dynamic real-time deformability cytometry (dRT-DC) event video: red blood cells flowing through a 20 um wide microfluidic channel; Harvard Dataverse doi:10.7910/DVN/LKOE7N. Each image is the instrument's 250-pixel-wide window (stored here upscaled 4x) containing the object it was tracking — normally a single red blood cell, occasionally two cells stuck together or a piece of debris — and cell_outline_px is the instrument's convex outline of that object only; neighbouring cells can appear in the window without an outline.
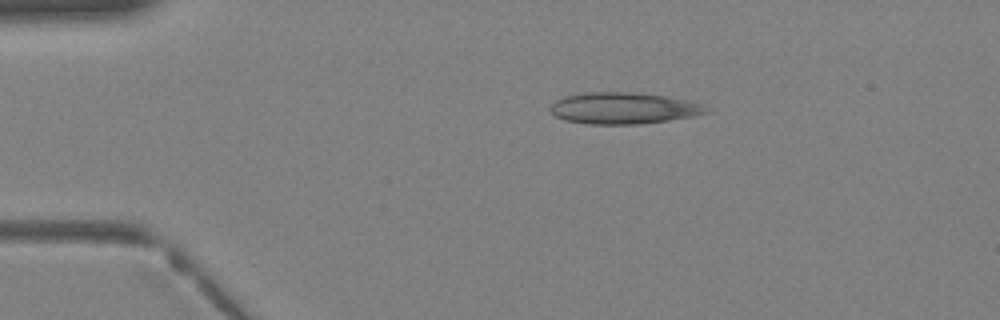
{"species": "Egyptian fruit bat (a non-hibernating species)", "species_latin": "Rousettus aegyptiacus", "temperature_condition": "warm", "stored_images_in_passage": 35, "camera_frame_rate_fps": 3000, "um_per_image_px": 0.085, "animal": {"sex": "female"}, "frame": {"image": 1, "passage_image": 8, "time_ms": 2.333, "image_size_px": [1000, 320], "cell_outline_px": [[680, 108], [676, 116], [660, 120], [572, 120], [560, 116], [564, 100], [576, 96], [652, 96], [664, 100]], "centroid_in_image_um": [52.51, 9.21], "position_along_channel_um": 32.5, "area_um2": 18.55}}
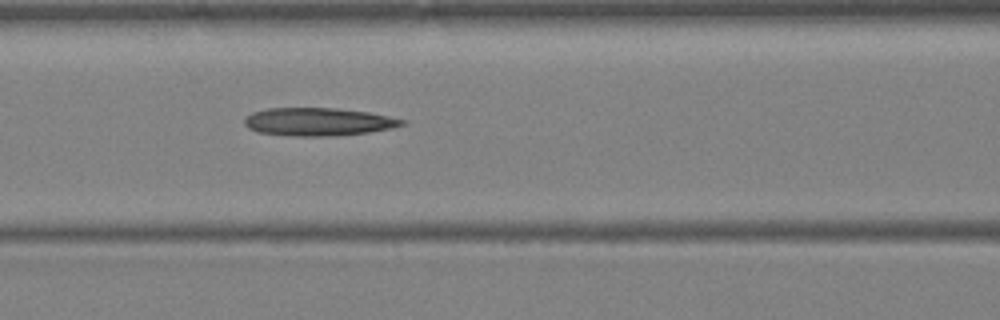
{"frame": {"image": 2, "passage_image": 17, "time_ms": 5.333, "image_size_px": [1000, 320], "cell_outline_px": [[400, 120], [396, 124], [384, 128], [360, 132], [268, 132], [252, 128], [248, 124], [248, 120], [252, 116], [260, 112], [280, 108], [320, 108], [360, 112]], "centroid_in_image_um": [27.0, 10.27], "position_along_channel_um": 139.6, "area_um2": 20.98}}
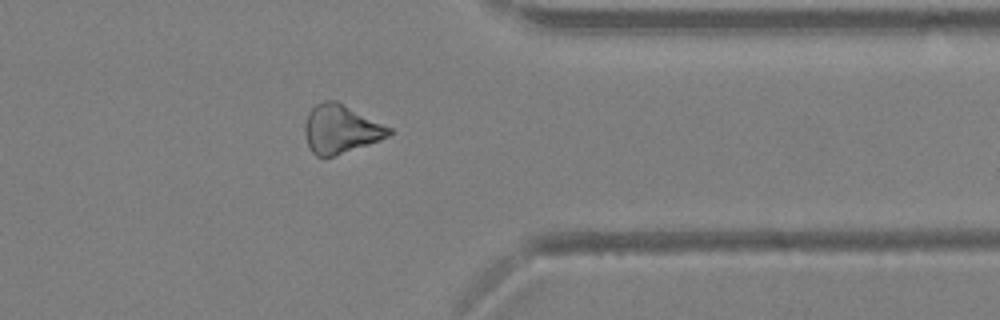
{"frame": {"image": 3, "passage_image": 31, "time_ms": 10.0, "image_size_px": [1000, 320], "cell_outline_px": [[392, 132], [376, 140], [328, 156], [320, 156], [320, 152], [340, 104], [388, 128]], "centroid_in_image_um": [29.84, 11.21], "position_along_channel_um": 381.6, "area_um2": 13.58}}